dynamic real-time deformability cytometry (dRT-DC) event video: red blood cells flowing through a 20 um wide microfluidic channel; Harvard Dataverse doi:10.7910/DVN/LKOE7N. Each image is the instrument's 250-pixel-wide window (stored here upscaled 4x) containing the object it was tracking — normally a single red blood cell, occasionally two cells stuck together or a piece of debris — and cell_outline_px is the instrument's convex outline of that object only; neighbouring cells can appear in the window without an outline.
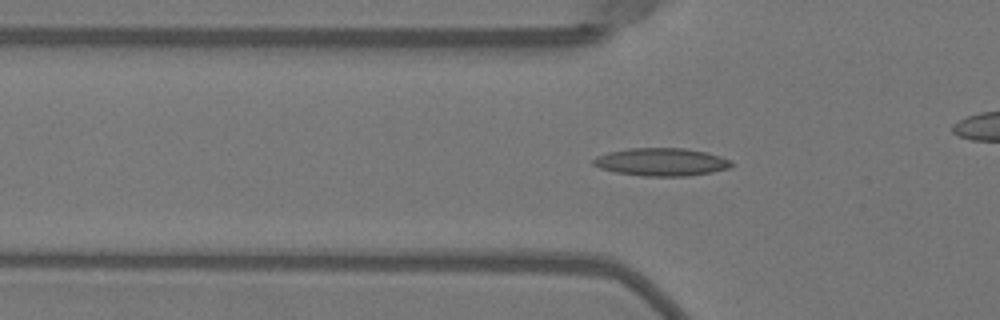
{"species": "Egyptian fruit bat (a non-hibernating species)", "species_latin": "Rousettus aegyptiacus", "temperature_condition": "warm", "stored_images_in_passage": 52, "camera_frame_rate_fps": 3000, "um_per_image_px": 0.085, "animal": {"sex": "female"}, "frame": {"image": 1, "passage_image": 17, "time_ms": 5.333, "image_size_px": [1000, 320], "cell_outline_px": [[732, 164], [728, 168], [712, 172], [688, 176], [644, 176], [616, 172], [600, 168], [592, 164], [592, 160], [596, 156], [608, 152], [628, 148], [684, 148], [708, 152], [732, 160]], "centroid_in_image_um": [56.21, 13.76], "position_along_channel_um": 69.6, "area_um2": 22.48}}
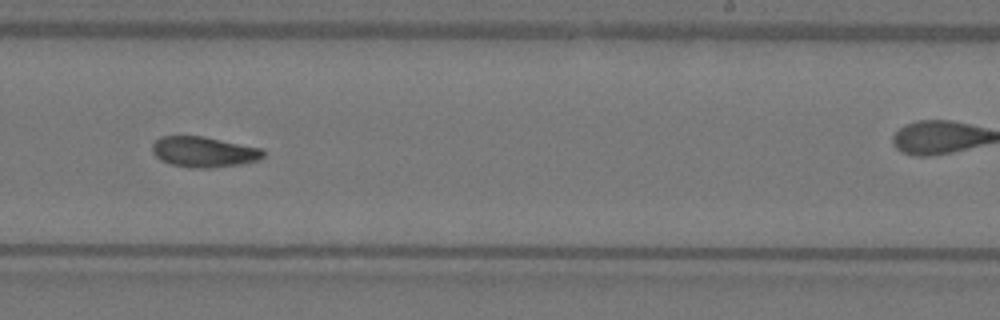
{"frame": {"image": 2, "passage_image": 32, "time_ms": 10.333, "image_size_px": [1000, 320], "cell_outline_px": [[264, 156], [256, 160], [240, 164], [208, 168], [192, 168], [172, 164], [160, 160], [152, 152], [152, 144], [160, 136], [204, 136], [264, 148]], "centroid_in_image_um": [17.33, 12.9], "position_along_channel_um": 271.7, "area_um2": 19.83}}
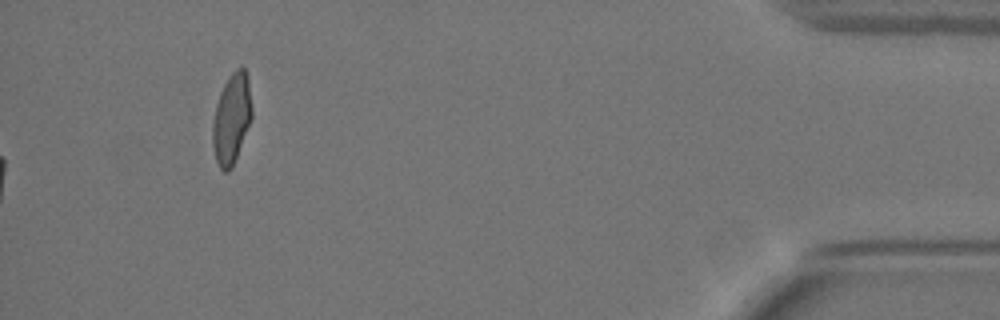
{"frame": {"image": 3, "passage_image": 52, "time_ms": 17.0, "image_size_px": [1000, 320], "cell_outline_px": [[252, 116], [232, 168], [228, 172], [224, 172], [220, 168], [216, 160], [212, 144], [212, 124], [216, 104], [220, 92], [228, 76], [240, 64], [244, 68], [248, 76], [252, 108]], "centroid_in_image_um": [19.68, 10.05], "position_along_channel_um": 415.5, "area_um2": 20.75}, "authors_computed_cell_mechanics": {"area_um2": 19.8254, "velocity_mm_per_s": 4.0384, "shape_relaxation_time_tau1_ms": 7.3093, "shape_relaxation_time_tau2_ms": 4.1418, "deformation_change_tau1": 0.2144, "deformation_change_tau2": 0.1042}}